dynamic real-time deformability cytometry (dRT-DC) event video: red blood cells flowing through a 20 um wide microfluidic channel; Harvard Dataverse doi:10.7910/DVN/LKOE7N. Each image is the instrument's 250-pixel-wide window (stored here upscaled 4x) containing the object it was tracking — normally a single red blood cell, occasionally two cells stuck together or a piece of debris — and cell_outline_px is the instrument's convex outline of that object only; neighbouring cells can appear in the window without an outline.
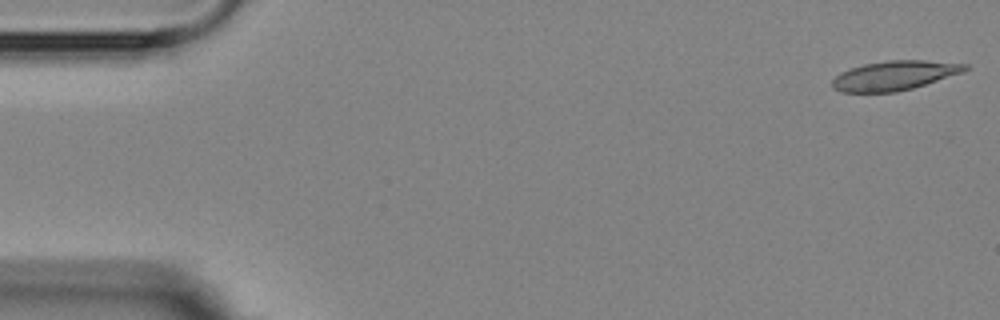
{"species": "Egyptian fruit bat (a non-hibernating species)", "species_latin": "Rousettus aegyptiacus", "temperature_condition": "room temperature", "stored_images_in_passage": 5, "camera_frame_rate_fps": 3000, "um_per_image_px": 0.085, "animal": {"sex": "female"}, "frame": {"image": 1, "passage_image": 1, "time_ms": 0.0, "image_size_px": [1000, 320], "cell_outline_px": [[968, 68], [964, 72], [912, 88], [896, 92], [840, 92], [832, 88], [832, 80], [840, 72], [848, 68], [864, 64], [888, 60], [924, 60], [968, 64]], "centroid_in_image_um": [76.0, 6.41], "position_along_channel_um": 9.0, "area_um2": 22.77}}
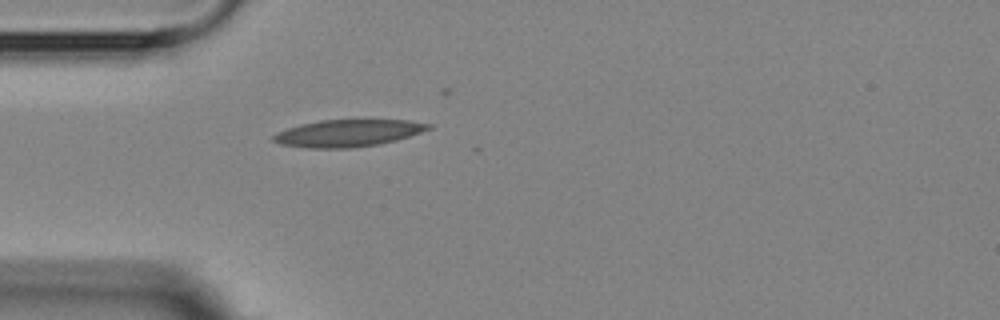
{"frame": {"image": 2, "passage_image": 5, "time_ms": 4.667, "image_size_px": [1000, 320], "cell_outline_px": [[432, 128], [396, 140], [380, 144], [352, 148], [308, 148], [280, 144], [272, 140], [272, 136], [276, 132], [300, 124], [320, 120], [408, 120], [432, 124]], "centroid_in_image_um": [29.55, 11.32], "position_along_channel_um": 55.4, "area_um2": 24.45}}